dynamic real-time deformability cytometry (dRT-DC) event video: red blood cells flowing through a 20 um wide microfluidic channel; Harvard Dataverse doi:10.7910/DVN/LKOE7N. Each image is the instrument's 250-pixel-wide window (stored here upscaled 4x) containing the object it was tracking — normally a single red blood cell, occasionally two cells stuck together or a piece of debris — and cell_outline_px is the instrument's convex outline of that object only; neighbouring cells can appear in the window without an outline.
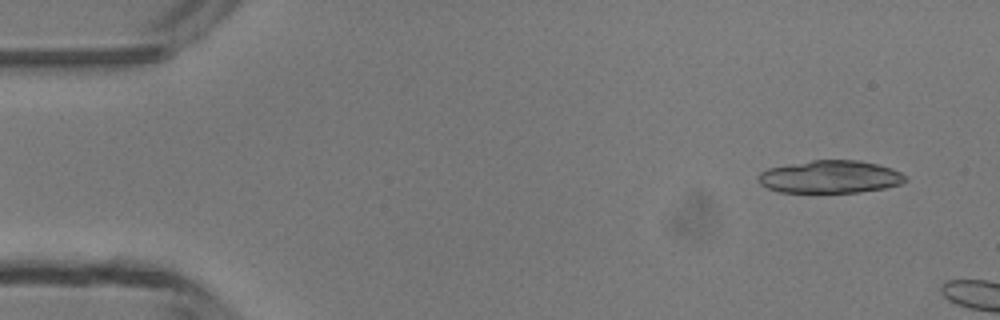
{"species": "common noctule bat (a hibernating species)", "species_latin": "Nyctalus noctula", "temperature_condition": "room temperature", "stored_images_in_passage": 2, "camera_frame_rate_fps": 3000, "um_per_image_px": 0.085, "animal": {"sex": "male", "body_mass_g": 13.3}, "frame": {"image": 1, "passage_image": 1, "time_ms": 0.0, "image_size_px": [1000, 320], "cell_outline_px": [[908, 180], [904, 184], [884, 188], [860, 192], [780, 192], [768, 188], [760, 184], [756, 176], [760, 172], [768, 168], [788, 164], [812, 160], [860, 160], [892, 168], [908, 176]], "centroid_in_image_um": [70.59, 15.03], "position_along_channel_um": 14.4, "area_um2": 28.26}}